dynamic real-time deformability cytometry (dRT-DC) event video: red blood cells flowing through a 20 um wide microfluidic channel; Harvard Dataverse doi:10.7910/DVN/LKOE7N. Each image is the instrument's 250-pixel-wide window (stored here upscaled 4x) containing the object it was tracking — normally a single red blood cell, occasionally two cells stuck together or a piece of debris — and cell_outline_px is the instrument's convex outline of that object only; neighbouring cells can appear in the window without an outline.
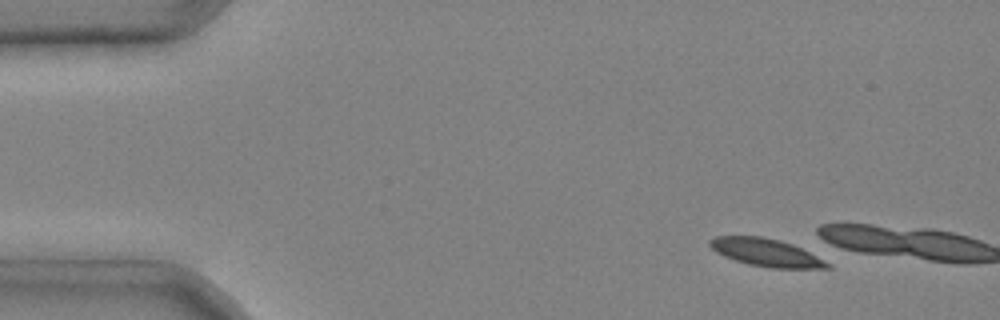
{"species": "common noctule bat (a hibernating species)", "species_latin": "Nyctalus noctula", "temperature_condition": "cold", "stored_images_in_passage": 5, "camera_frame_rate_fps": 3000, "um_per_image_px": 0.085, "animal": {"sex": "male", "body_mass_g": 20.4}, "frame": {"image": 1, "passage_image": 1, "time_ms": 0.0, "image_size_px": [1000, 320], "cell_outline_px": [[832, 268], [772, 268], [748, 264], [724, 256], [716, 252], [708, 244], [708, 240], [716, 236], [760, 236], [780, 240], [792, 244], [832, 264]], "centroid_in_image_um": [65.1, 21.46], "position_along_channel_um": 19.9, "area_um2": 18.84}}
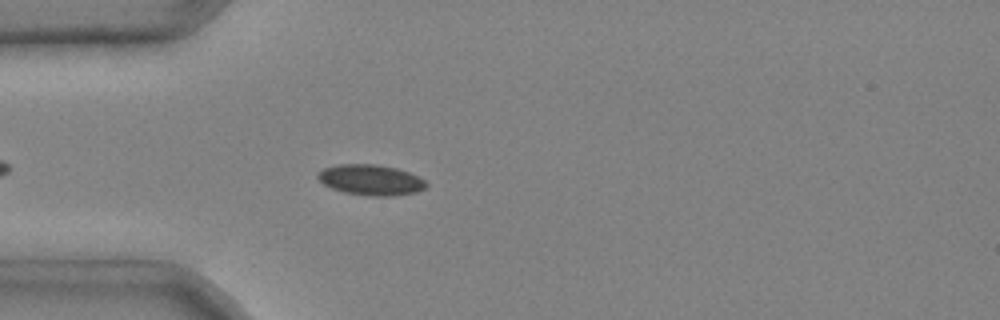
{"frame": {"image": 2, "passage_image": 5, "time_ms": 1.333, "image_size_px": [1000, 320], "cell_outline_px": [[428, 184], [424, 188], [416, 192], [392, 196], [368, 196], [344, 192], [332, 188], [324, 184], [316, 176], [324, 168], [336, 164], [376, 164], [396, 168], [408, 172], [424, 180]], "centroid_in_image_um": [31.51, 15.29], "position_along_channel_um": 53.5, "area_um2": 19.19}}